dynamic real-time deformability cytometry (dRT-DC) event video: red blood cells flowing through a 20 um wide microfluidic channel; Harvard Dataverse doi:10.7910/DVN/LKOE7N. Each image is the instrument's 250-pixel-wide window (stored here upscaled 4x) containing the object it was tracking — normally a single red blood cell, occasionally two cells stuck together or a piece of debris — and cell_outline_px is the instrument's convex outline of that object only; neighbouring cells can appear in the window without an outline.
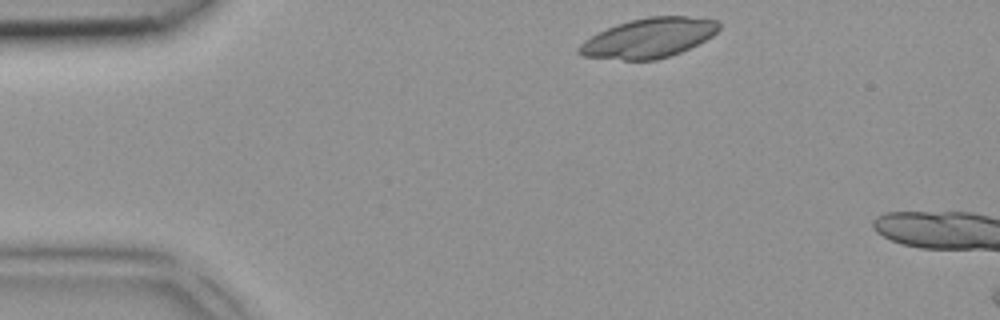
{"species": "common noctule bat (a hibernating species)", "species_latin": "Nyctalus noctula", "temperature_condition": "room temperature", "stored_images_in_passage": 2, "camera_frame_rate_fps": 3000, "um_per_image_px": 0.085, "animal": {"sex": "female", "body_mass_g": 18.4}, "frame": {"image": 1, "passage_image": 1, "time_ms": 0.0, "image_size_px": [1000, 320], "cell_outline_px": [[720, 28], [712, 36], [680, 52], [656, 60], [624, 60], [584, 56], [576, 52], [576, 48], [584, 40], [616, 24], [648, 16], [684, 16], [720, 20]], "centroid_in_image_um": [55.15, 3.22], "position_along_channel_um": 29.9, "area_um2": 32.08}}